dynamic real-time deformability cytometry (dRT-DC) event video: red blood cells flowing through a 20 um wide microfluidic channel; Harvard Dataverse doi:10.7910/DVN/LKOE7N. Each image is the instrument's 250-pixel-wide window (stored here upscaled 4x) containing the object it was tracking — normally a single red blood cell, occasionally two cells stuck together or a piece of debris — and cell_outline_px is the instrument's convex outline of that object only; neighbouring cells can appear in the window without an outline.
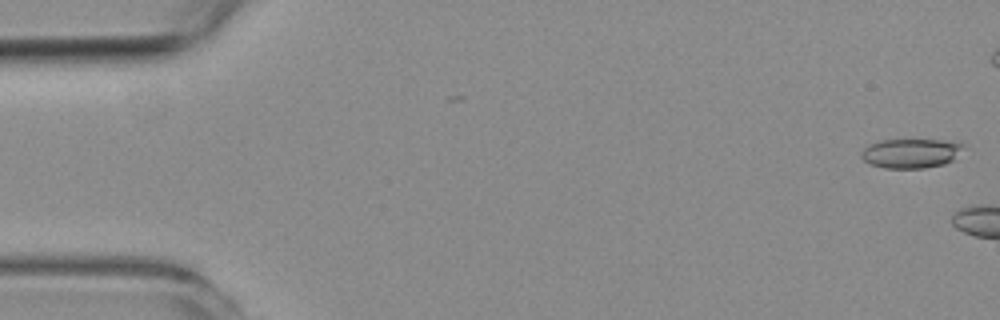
{"species": "common noctule bat (a hibernating species)", "species_latin": "Nyctalus noctula", "temperature_condition": "room temperature", "stored_images_in_passage": 5, "camera_frame_rate_fps": 3000, "um_per_image_px": 0.085, "animal": {"sex": "female", "body_mass_g": 19.3, "forearm_length_mm": 54.1}, "frame": {"image": 1, "passage_image": 1, "time_ms": 0.0, "image_size_px": [1000, 320], "cell_outline_px": [[964, 148], [952, 160], [944, 164], [924, 168], [884, 168], [868, 164], [860, 156], [860, 152], [868, 144], [880, 140], [944, 140], [964, 144]], "centroid_in_image_um": [77.38, 13.03], "position_along_channel_um": 7.6, "area_um2": 17.57}}